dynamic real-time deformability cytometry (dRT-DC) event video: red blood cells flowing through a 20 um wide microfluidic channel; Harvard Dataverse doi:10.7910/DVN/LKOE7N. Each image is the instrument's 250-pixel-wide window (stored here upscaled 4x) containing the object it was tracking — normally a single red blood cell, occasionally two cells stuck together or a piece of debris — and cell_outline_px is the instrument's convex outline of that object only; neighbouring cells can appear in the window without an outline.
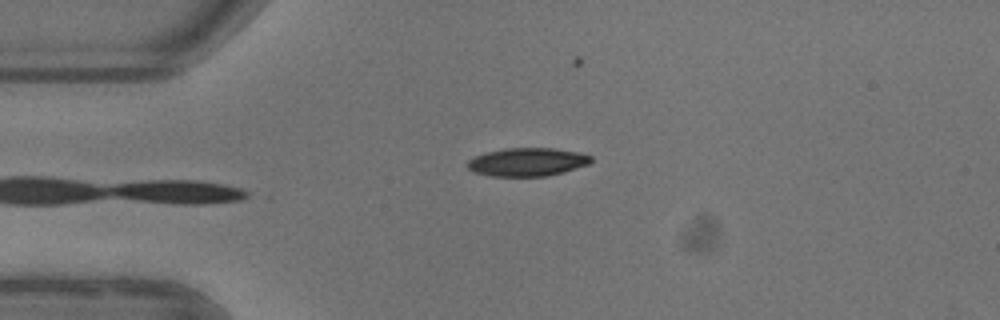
{"species": "common noctule bat (a hibernating species)", "species_latin": "Nyctalus noctula", "temperature_condition": "warm", "stored_images_in_passage": 36, "camera_frame_rate_fps": 3000, "um_per_image_px": 0.085, "animal": {"sex": "female"}, "frame": {"image": 1, "passage_image": 1, "time_ms": 0.0, "image_size_px": [1000, 320], "cell_outline_px": [[592, 160], [588, 164], [564, 172], [548, 176], [492, 176], [472, 172], [468, 168], [468, 160], [476, 156], [488, 152], [504, 148], [556, 148], [580, 152], [592, 156]], "centroid_in_image_um": [44.85, 13.77], "position_along_channel_um": 40.2, "area_um2": 20.4}}
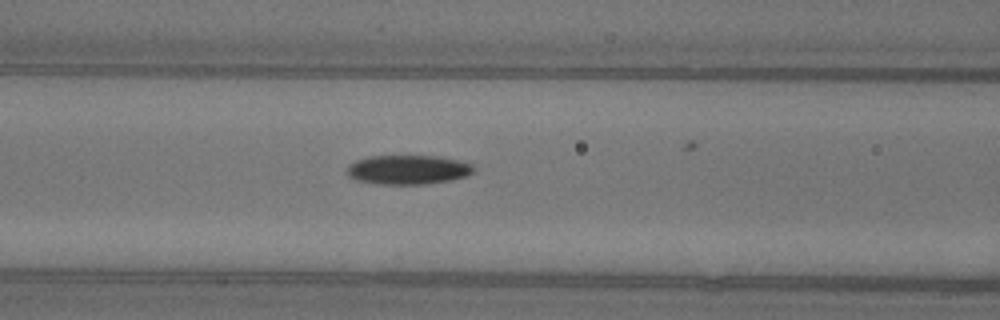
{"frame": {"image": 2, "passage_image": 10, "time_ms": 3.0, "image_size_px": [1000, 320], "cell_outline_px": [[472, 172], [468, 176], [452, 180], [424, 184], [376, 184], [356, 180], [348, 176], [348, 164], [356, 160], [368, 156], [444, 156], [472, 164]], "centroid_in_image_um": [34.67, 14.42], "position_along_channel_um": 131.9, "area_um2": 21.73}}
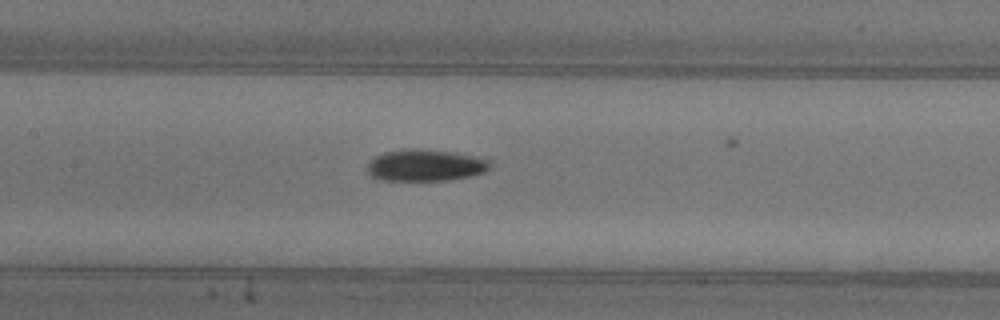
{"frame": {"image": 3, "passage_image": 13, "time_ms": 4.0, "image_size_px": [1000, 320], "cell_outline_px": [[492, 164], [484, 172], [468, 176], [448, 180], [380, 180], [372, 176], [368, 172], [368, 160], [384, 152], [404, 148], [420, 148], [484, 156], [492, 160]], "centroid_in_image_um": [36.19, 14.02], "position_along_channel_um": 171.2, "area_um2": 23.06}, "authors_computed_cell_mechanics": {"area_um2": 22.3686, "velocity_mm_per_s": 3.9201, "shape_relaxation_time_tau1_ms": 4.1166, "shape_relaxation_time_tau2_ms": null, "deformation_change_tau1": 0.1497, "deformation_change_tau2": null}}